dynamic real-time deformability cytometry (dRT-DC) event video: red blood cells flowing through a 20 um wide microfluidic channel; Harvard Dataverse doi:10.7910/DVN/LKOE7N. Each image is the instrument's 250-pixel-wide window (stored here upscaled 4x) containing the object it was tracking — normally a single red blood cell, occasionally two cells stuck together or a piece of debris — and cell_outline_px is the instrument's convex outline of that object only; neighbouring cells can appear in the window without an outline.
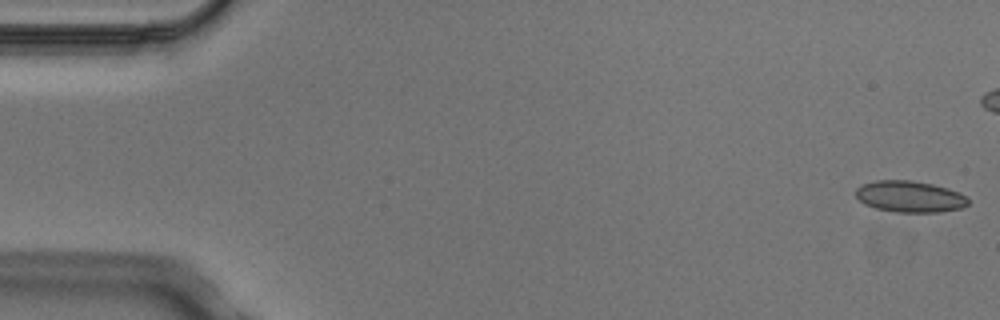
{"species": "Egyptian fruit bat (a non-hibernating species)", "species_latin": "Rousettus aegyptiacus", "temperature_condition": "cold", "stored_images_in_passage": 6, "camera_frame_rate_fps": 3000, "um_per_image_px": 0.085, "animal": {"sex": "male"}, "frame": {"image": 1, "passage_image": 1, "time_ms": 0.0, "image_size_px": [1000, 320], "cell_outline_px": [[968, 204], [960, 208], [940, 212], [896, 212], [876, 208], [864, 204], [856, 196], [856, 188], [864, 184], [876, 180], [912, 180], [932, 184], [948, 188], [960, 192], [968, 200]], "centroid_in_image_um": [77.33, 16.7], "position_along_channel_um": 7.7, "area_um2": 20.46}}